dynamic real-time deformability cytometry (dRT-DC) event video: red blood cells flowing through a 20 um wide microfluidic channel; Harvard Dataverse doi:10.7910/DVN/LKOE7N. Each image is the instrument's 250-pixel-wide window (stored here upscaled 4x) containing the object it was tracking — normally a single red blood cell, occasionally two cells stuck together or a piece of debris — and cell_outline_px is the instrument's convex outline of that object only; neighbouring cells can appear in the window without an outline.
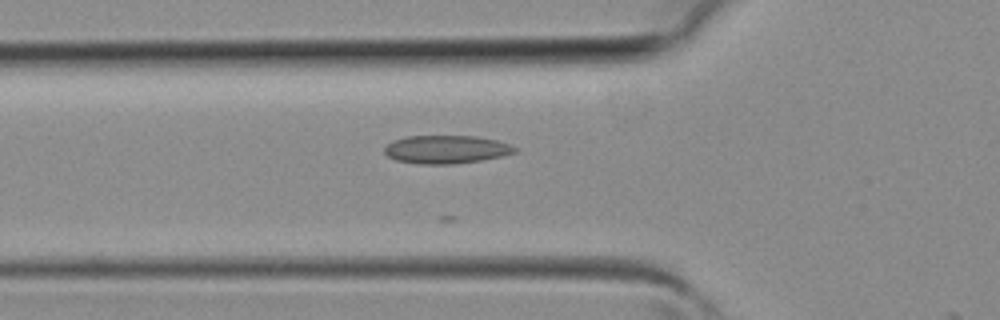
{"species": "common noctule bat (a hibernating species)", "species_latin": "Nyctalus noctula", "temperature_condition": "room temperature", "stored_images_in_passage": 5, "camera_frame_rate_fps": 3000, "um_per_image_px": 0.085, "animal": {"sex": "female", "body_mass_g": 19.3, "forearm_length_mm": 54.1}, "frame": {"image": 1, "passage_image": 4, "time_ms": 1.0, "image_size_px": [1000, 320], "cell_outline_px": [[516, 152], [500, 156], [480, 160], [456, 164], [420, 164], [396, 160], [388, 156], [384, 152], [384, 148], [388, 144], [396, 140], [408, 136], [476, 136], [496, 140], [508, 144], [516, 148]], "centroid_in_image_um": [37.91, 12.7], "position_along_channel_um": 87.9, "area_um2": 21.15}}